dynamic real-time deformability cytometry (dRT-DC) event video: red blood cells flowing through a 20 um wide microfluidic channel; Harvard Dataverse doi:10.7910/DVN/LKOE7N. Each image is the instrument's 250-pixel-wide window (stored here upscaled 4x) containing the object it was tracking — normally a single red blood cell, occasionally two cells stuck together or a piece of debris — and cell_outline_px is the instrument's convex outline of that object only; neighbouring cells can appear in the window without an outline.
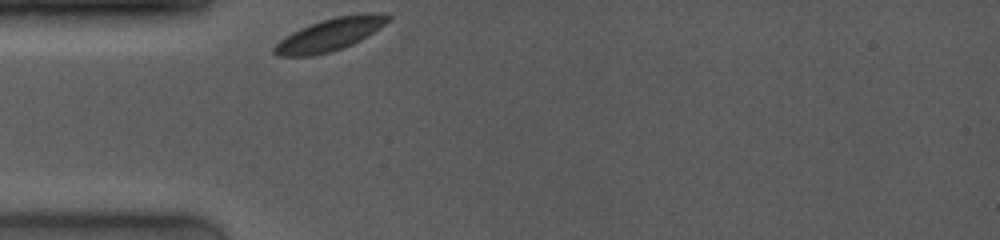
{"species": "common noctule bat (a hibernating species)", "species_latin": "Nyctalus noctula", "temperature_condition": "room temperature", "stored_images_in_passage": 50, "camera_frame_rate_fps": 4000, "um_per_image_px": 0.085, "animal": {"sex": "female", "body_mass_g": 19.0, "forearm_length_mm": 53.3}, "frame": {"image": 1, "passage_image": 1, "time_ms": 0.0, "image_size_px": [1000, 240], "cell_outline_px": [[392, 20], [380, 28], [360, 40], [344, 48], [312, 56], [276, 56], [272, 52], [272, 48], [284, 36], [300, 28], [320, 20], [336, 16], [364, 12], [384, 12], [392, 16]], "centroid_in_image_um": [28.09, 2.91], "position_along_channel_um": 56.9, "area_um2": 21.96}}
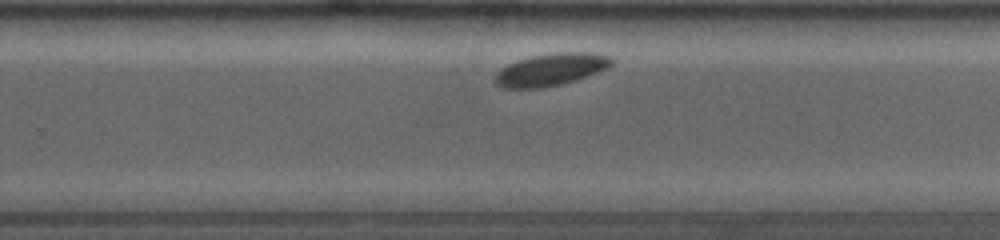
{"frame": {"image": 2, "passage_image": 33, "time_ms": 6.25, "image_size_px": [1000, 240], "cell_outline_px": [[612, 64], [608, 68], [560, 84], [540, 88], [504, 88], [496, 84], [496, 72], [500, 68], [508, 64], [532, 56], [556, 52], [592, 52], [608, 56], [612, 60]], "centroid_in_image_um": [46.8, 5.9], "position_along_channel_um": 283.0, "area_um2": 21.5}}
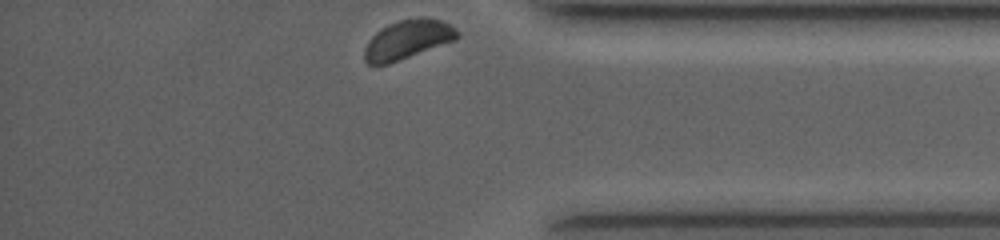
{"frame": {"image": 3, "passage_image": 50, "time_ms": 9.5, "image_size_px": [1000, 240], "cell_outline_px": [[460, 36], [456, 40], [388, 64], [368, 64], [364, 60], [364, 48], [368, 40], [376, 32], [388, 24], [400, 20], [420, 16], [424, 16], [440, 20], [456, 28], [460, 32]], "centroid_in_image_um": [34.66, 3.35], "position_along_channel_um": 400.5, "area_um2": 21.21}, "authors_computed_cell_mechanics": {"area_um2": 21.5305, "velocity_mm_per_s": 3.7064, "shape_relaxation_time_tau1_ms": 0.2225, "shape_relaxation_time_tau2_ms": null, "deformation_change_tau1": 0.0344, "deformation_change_tau2": null}}